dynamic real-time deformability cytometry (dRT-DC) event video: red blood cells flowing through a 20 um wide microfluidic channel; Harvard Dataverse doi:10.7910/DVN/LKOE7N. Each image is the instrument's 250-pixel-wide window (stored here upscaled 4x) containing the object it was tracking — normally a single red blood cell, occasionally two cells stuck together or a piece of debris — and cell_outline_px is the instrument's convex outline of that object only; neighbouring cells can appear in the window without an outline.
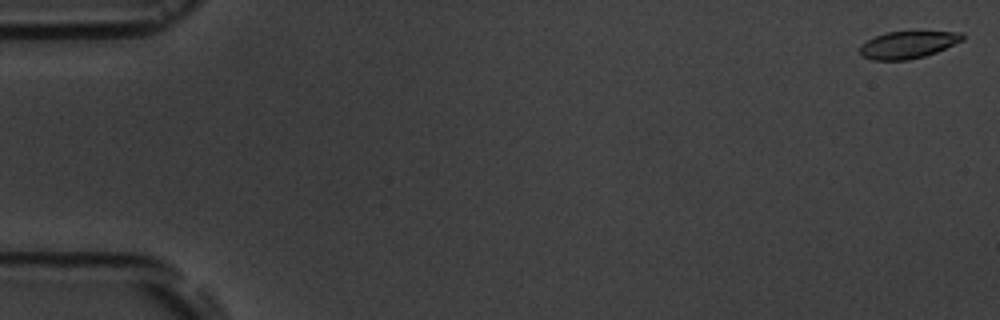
{"species": "common noctule bat (a hibernating species)", "species_latin": "Nyctalus noctula", "temperature_condition": "room temperature", "stored_images_in_passage": 4, "camera_frame_rate_fps": 3000, "um_per_image_px": 0.085, "animal": {"sex": "male", "body_mass_g": 19.5, "forearm_length_mm": 54.6}, "frame": {"image": 1, "passage_image": 1, "time_ms": 0.0, "image_size_px": [1000, 320], "cell_outline_px": [[964, 40], [936, 52], [924, 56], [908, 60], [872, 60], [860, 56], [860, 44], [876, 36], [888, 32], [964, 32]], "centroid_in_image_um": [77.16, 3.81], "position_along_channel_um": 7.8, "area_um2": 16.18}}
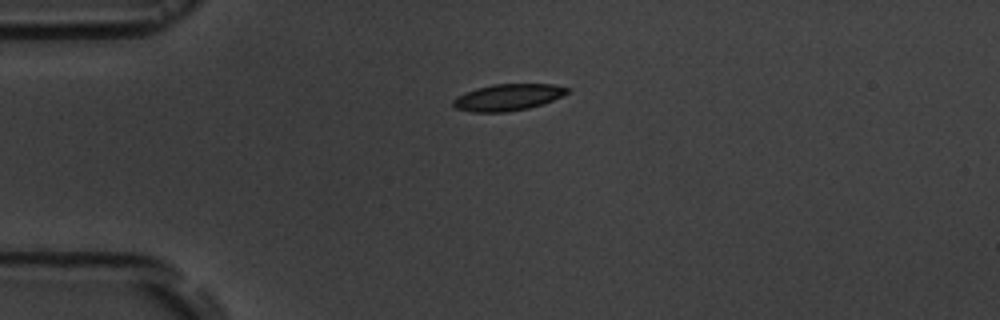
{"frame": {"image": 2, "passage_image": 4, "time_ms": 4.333, "image_size_px": [1000, 320], "cell_outline_px": [[572, 88], [568, 92], [552, 100], [528, 108], [504, 112], [472, 112], [456, 108], [452, 104], [452, 100], [456, 96], [476, 88], [492, 84], [552, 84]], "centroid_in_image_um": [43.14, 8.26], "position_along_channel_um": 41.9, "area_um2": 17.57}}